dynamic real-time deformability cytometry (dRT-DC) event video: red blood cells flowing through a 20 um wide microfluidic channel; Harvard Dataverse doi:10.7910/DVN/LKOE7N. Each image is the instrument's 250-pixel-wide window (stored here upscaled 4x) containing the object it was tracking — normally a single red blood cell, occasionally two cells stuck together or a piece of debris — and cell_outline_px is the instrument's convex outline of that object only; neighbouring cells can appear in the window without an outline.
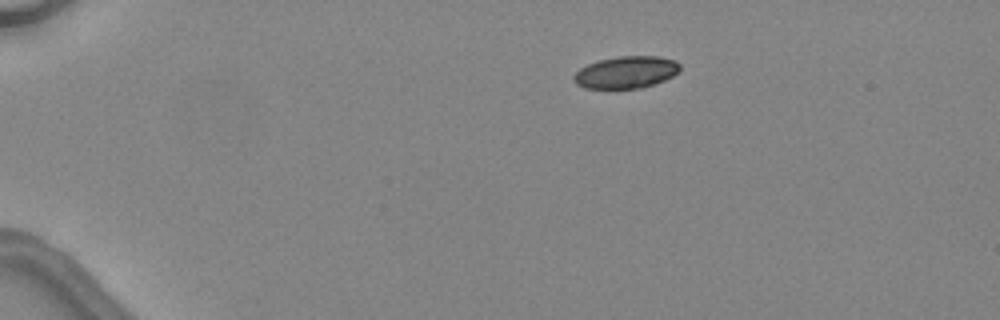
{"species": "common noctule bat (a hibernating species)", "species_latin": "Nyctalus noctula", "temperature_condition": "warm", "stored_images_in_passage": 4, "camera_frame_rate_fps": 3000, "um_per_image_px": 0.085, "animal": {"sex": "female", "body_mass_g": 24.6, "forearm_length_mm": 56.2}, "frame": {"image": 1, "passage_image": 1, "time_ms": 0.0, "image_size_px": [1000, 320], "cell_outline_px": [[680, 72], [664, 80], [640, 88], [584, 88], [576, 84], [572, 80], [572, 76], [580, 68], [588, 64], [600, 60], [620, 56], [660, 56], [676, 60], [680, 64]], "centroid_in_image_um": [53.22, 6.13], "position_along_channel_um": 31.8, "area_um2": 19.88}}